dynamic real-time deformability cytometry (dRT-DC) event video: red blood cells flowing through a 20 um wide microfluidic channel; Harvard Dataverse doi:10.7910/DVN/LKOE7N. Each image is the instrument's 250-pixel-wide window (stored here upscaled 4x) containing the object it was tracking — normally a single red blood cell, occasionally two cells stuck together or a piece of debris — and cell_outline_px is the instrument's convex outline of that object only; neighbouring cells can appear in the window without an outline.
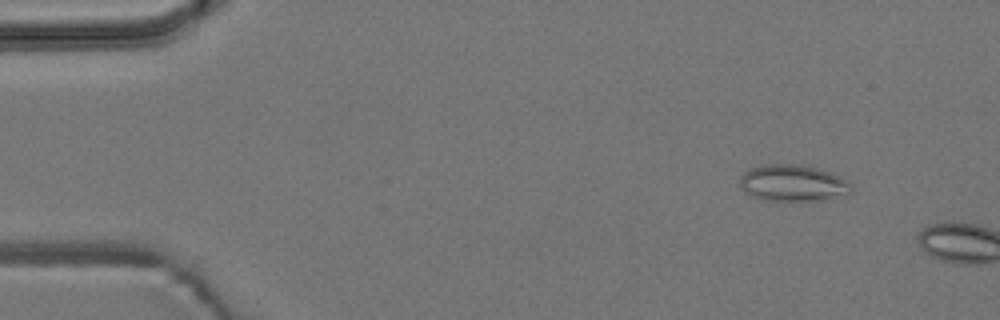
{"species": "common noctule bat (a hibernating species)", "species_latin": "Nyctalus noctula", "temperature_condition": "room temperature", "stored_images_in_passage": 6, "camera_frame_rate_fps": 3000, "um_per_image_px": 0.085, "animal": {"sex": "male", "body_mass_g": 19.2, "forearm_length_mm": 51.8}, "frame": {"image": 1, "passage_image": 6, "time_ms": 6.667, "image_size_px": [1000, 320], "cell_outline_px": [[852, 188], [848, 192], [824, 200], [768, 200], [744, 192], [740, 184], [740, 176], [744, 172], [752, 168], [764, 164], [796, 164], [816, 168], [840, 176], [852, 184]], "centroid_in_image_um": [67.37, 15.54], "position_along_channel_um": 17.6, "area_um2": 23.24}}